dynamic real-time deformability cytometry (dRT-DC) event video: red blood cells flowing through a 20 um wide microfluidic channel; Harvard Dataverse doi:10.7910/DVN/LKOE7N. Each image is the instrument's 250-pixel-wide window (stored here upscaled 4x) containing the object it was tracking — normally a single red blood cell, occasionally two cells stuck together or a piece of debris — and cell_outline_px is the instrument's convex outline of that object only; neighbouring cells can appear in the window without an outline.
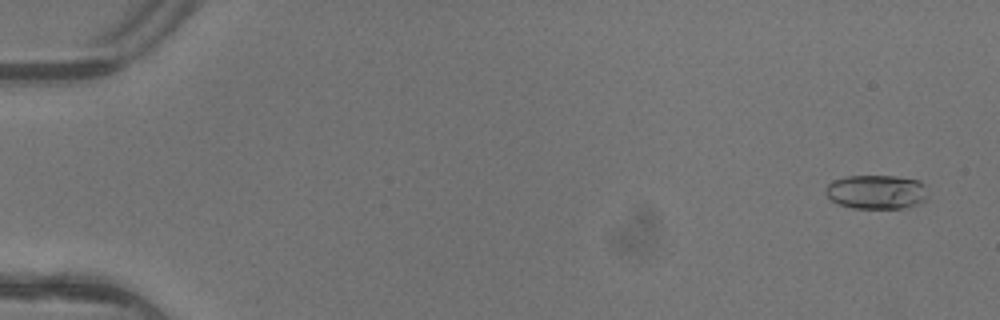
{"species": "common noctule bat (a hibernating species)", "species_latin": "Nyctalus noctula", "temperature_condition": "warm", "stored_images_in_passage": 5, "camera_frame_rate_fps": 3000, "um_per_image_px": 0.085, "animal": {"sex": "female"}, "frame": {"image": 1, "passage_image": 1, "time_ms": 0.0, "image_size_px": [1000, 320], "cell_outline_px": [[928, 196], [924, 200], [916, 204], [900, 208], [852, 208], [840, 204], [832, 200], [824, 192], [828, 184], [832, 180], [848, 176], [892, 176], [916, 180], [920, 184]], "centroid_in_image_um": [74.43, 16.31], "position_along_channel_um": 10.6, "area_um2": 19.88}}
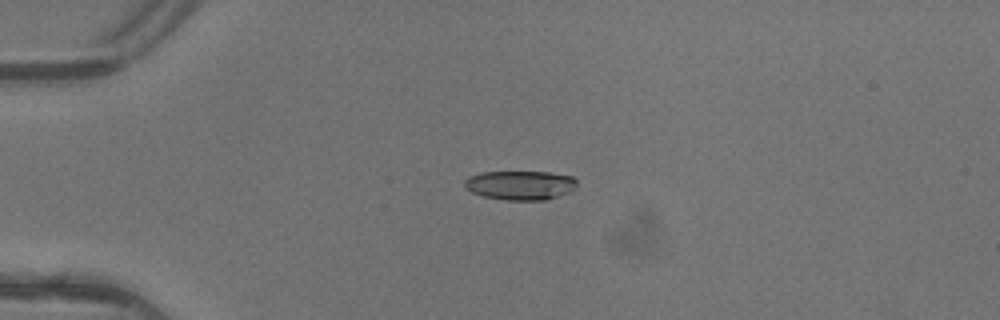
{"frame": {"image": 2, "passage_image": 4, "time_ms": 1.0, "image_size_px": [1000, 320], "cell_outline_px": [[576, 188], [572, 192], [548, 200], [504, 200], [484, 196], [472, 192], [464, 184], [464, 180], [468, 176], [480, 172], [548, 172], [572, 176], [576, 180]], "centroid_in_image_um": [44.26, 15.74], "position_along_channel_um": 40.7, "area_um2": 19.31}}